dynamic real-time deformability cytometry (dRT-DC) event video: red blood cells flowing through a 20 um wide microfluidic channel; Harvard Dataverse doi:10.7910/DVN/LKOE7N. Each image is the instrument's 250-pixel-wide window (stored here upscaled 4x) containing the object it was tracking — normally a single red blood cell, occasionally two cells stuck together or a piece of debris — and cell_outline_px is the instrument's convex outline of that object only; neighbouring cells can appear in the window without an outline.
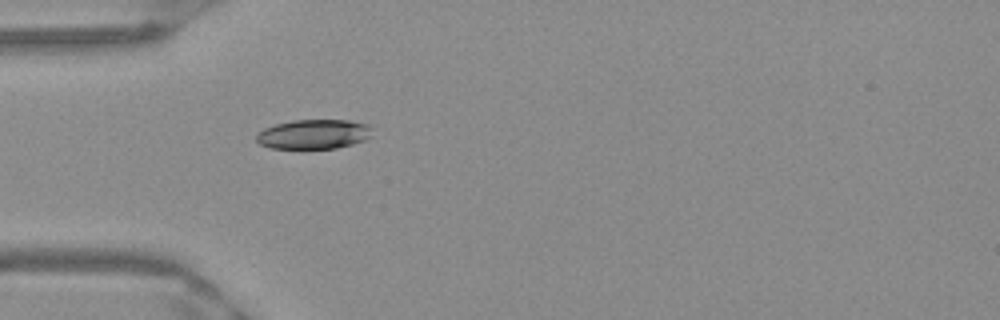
{"species": "Egyptian fruit bat (a non-hibernating species)", "species_latin": "Rousettus aegyptiacus", "temperature_condition": "warm", "stored_images_in_passage": 30, "camera_frame_rate_fps": 3000, "um_per_image_px": 0.085, "frame": {"image": 1, "passage_image": 1, "time_ms": 0.0, "image_size_px": [1000, 320], "cell_outline_px": [[368, 136], [364, 140], [352, 144], [336, 148], [272, 148], [260, 144], [256, 140], [256, 136], [264, 128], [276, 124], [296, 120], [348, 120], [368, 124]], "centroid_in_image_um": [26.62, 11.4], "position_along_channel_um": 58.4, "area_um2": 19.48}}
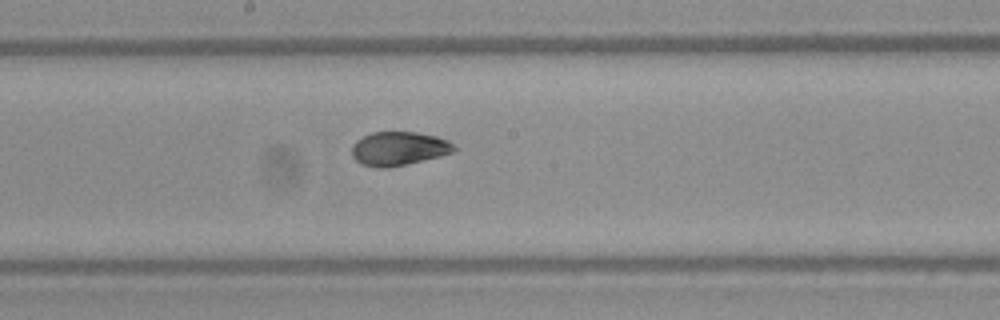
{"frame": {"image": 2, "passage_image": 13, "time_ms": 4.0, "image_size_px": [1000, 320], "cell_outline_px": [[456, 148], [452, 152], [440, 156], [388, 168], [380, 168], [364, 164], [356, 160], [352, 156], [352, 144], [356, 140], [372, 132], [416, 132], [436, 136], [448, 140]], "centroid_in_image_um": [33.88, 12.62], "position_along_channel_um": 214.3, "area_um2": 19.94}}
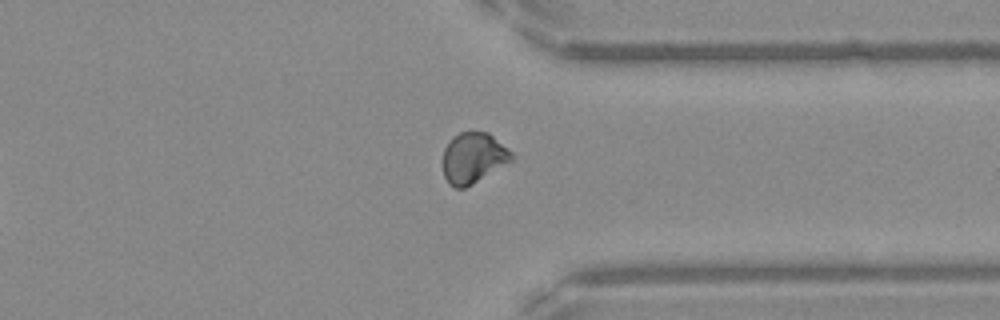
{"frame": {"image": 3, "passage_image": 25, "time_ms": 8.0, "image_size_px": [1000, 320], "cell_outline_px": [[516, 156], [512, 160], [472, 184], [464, 188], [456, 188], [448, 184], [444, 176], [444, 148], [460, 132], [488, 132], [512, 152]], "centroid_in_image_um": [40.24, 13.43], "position_along_channel_um": 371.2, "area_um2": 19.88}, "authors_computed_cell_mechanics": {"area_um2": 20.3167, "velocity_mm_per_s": 3.9619, "shape_relaxation_time_tau1_ms": null, "shape_relaxation_time_tau2_ms": 1.582, "deformation_change_tau1": null, "deformation_change_tau2": 0.0563}}